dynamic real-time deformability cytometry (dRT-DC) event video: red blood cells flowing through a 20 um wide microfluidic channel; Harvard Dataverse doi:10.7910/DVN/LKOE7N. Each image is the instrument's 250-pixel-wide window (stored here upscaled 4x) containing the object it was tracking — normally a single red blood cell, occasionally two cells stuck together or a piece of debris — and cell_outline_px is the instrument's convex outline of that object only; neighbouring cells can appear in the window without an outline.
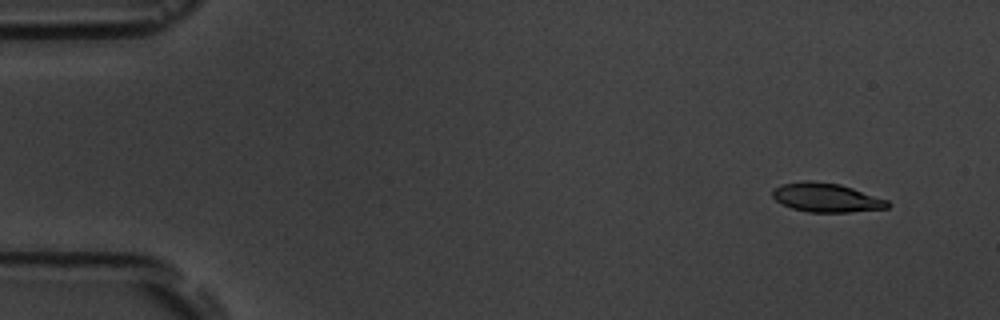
{"species": "common noctule bat (a hibernating species)", "species_latin": "Nyctalus noctula", "temperature_condition": "room temperature", "stored_images_in_passage": 5, "camera_frame_rate_fps": 3000, "um_per_image_px": 0.085, "animal": {"sex": "male", "body_mass_g": 19.5, "forearm_length_mm": 54.6}, "frame": {"image": 1, "passage_image": 1, "time_ms": 0.0, "image_size_px": [1000, 320], "cell_outline_px": [[892, 204], [888, 208], [848, 212], [808, 212], [792, 208], [776, 200], [772, 196], [772, 188], [780, 184], [808, 180], [812, 180], [840, 184], [888, 200]], "centroid_in_image_um": [70.23, 16.79], "position_along_channel_um": 14.8, "area_um2": 19.48}}
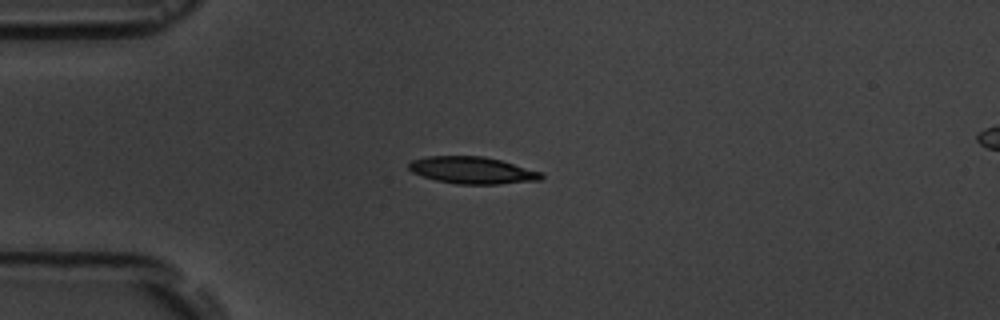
{"frame": {"image": 2, "passage_image": 3, "time_ms": 3.333, "image_size_px": [1000, 320], "cell_outline_px": [[544, 176], [540, 180], [496, 184], [456, 184], [436, 180], [412, 172], [408, 168], [408, 164], [412, 160], [428, 156], [484, 156], [500, 160], [540, 172]], "centroid_in_image_um": [40.11, 14.47], "position_along_channel_um": 44.9, "area_um2": 20.58}}
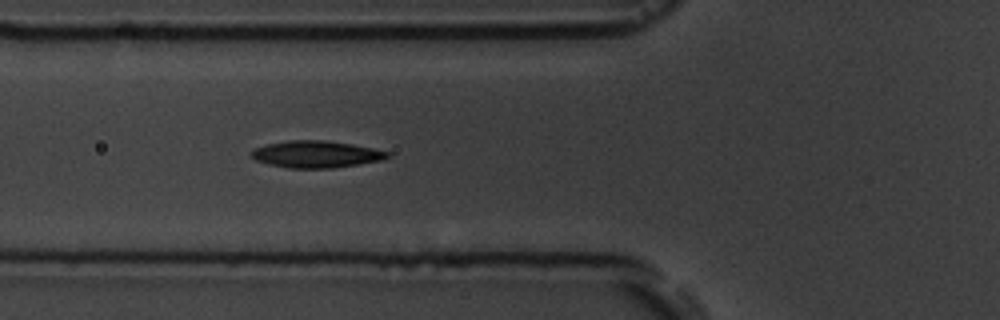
{"frame": {"image": 3, "passage_image": 5, "time_ms": 5.333, "image_size_px": [1000, 320], "cell_outline_px": [[392, 156], [380, 160], [332, 168], [288, 168], [268, 164], [256, 160], [248, 156], [256, 148], [268, 144], [288, 140], [324, 140], [352, 144], [392, 152]], "centroid_in_image_um": [26.87, 13.11], "position_along_channel_um": 98.9, "area_um2": 21.27}}